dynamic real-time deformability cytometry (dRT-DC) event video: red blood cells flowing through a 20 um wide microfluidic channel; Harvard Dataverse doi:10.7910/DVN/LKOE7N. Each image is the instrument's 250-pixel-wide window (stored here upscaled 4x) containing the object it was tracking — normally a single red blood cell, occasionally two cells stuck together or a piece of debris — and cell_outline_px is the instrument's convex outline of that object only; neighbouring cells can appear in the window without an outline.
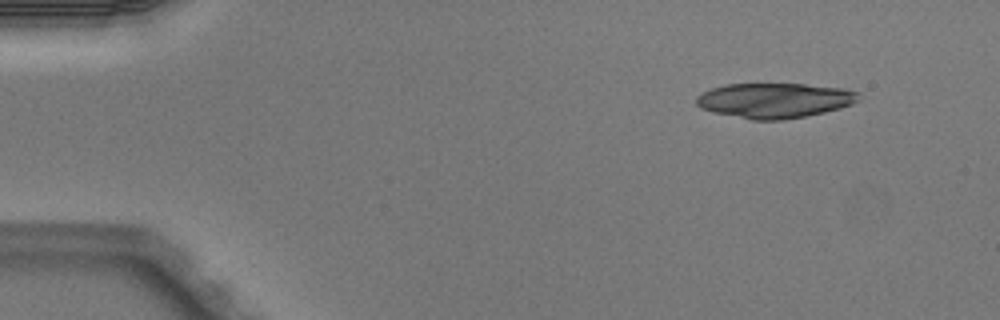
{"species": "Egyptian fruit bat (a non-hibernating species)", "species_latin": "Rousettus aegyptiacus", "temperature_condition": "warm", "stored_images_in_passage": 6, "camera_frame_rate_fps": 3000, "um_per_image_px": 0.085, "animal": {"sex": "male"}, "frame": {"image": 1, "passage_image": 1, "time_ms": 0.0, "image_size_px": [1000, 320], "cell_outline_px": [[860, 100], [852, 104], [840, 108], [824, 112], [804, 116], [780, 120], [752, 120], [712, 112], [700, 108], [696, 104], [696, 96], [712, 88], [724, 84], [804, 84], [844, 88], [856, 92]], "centroid_in_image_um": [65.81, 8.53], "position_along_channel_um": 19.2, "area_um2": 33.06}}
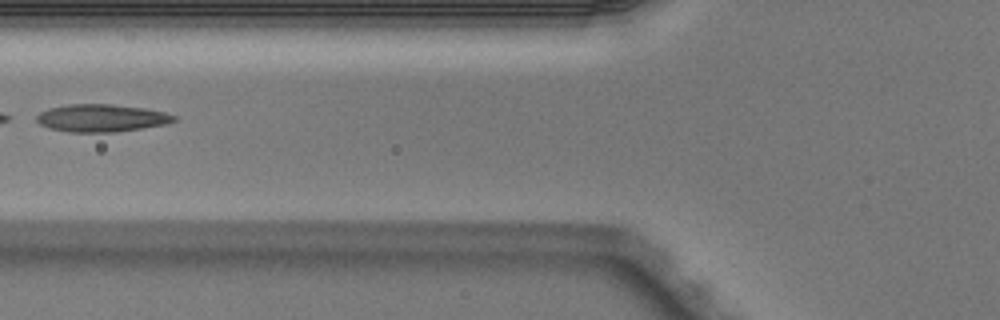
{"frame": {"image": 2, "passage_image": 5, "time_ms": 1.333, "image_size_px": [1000, 320], "cell_outline_px": [[176, 120], [168, 124], [116, 132], [68, 132], [48, 128], [40, 124], [36, 120], [36, 116], [40, 112], [48, 108], [68, 104], [112, 104], [144, 108], [164, 112], [176, 116]], "centroid_in_image_um": [8.61, 10.03], "position_along_channel_um": 117.2, "area_um2": 22.2}}
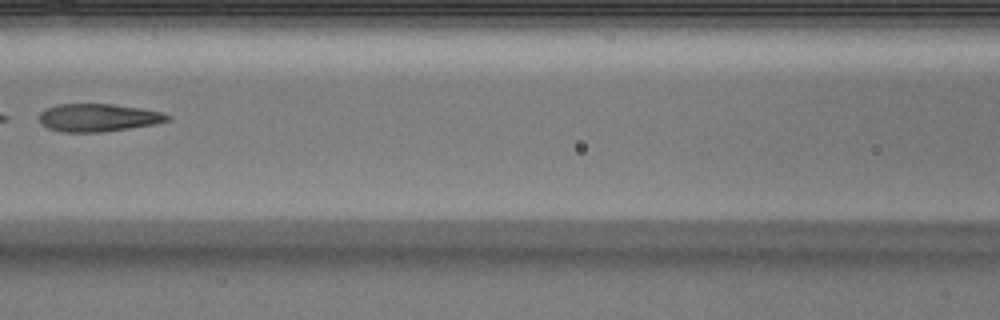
{"frame": {"image": 3, "passage_image": 6, "time_ms": 1.667, "image_size_px": [1000, 320], "cell_outline_px": [[172, 120], [152, 124], [104, 132], [60, 132], [48, 128], [40, 124], [40, 112], [56, 104], [112, 104], [140, 108], [160, 112], [172, 116]], "centroid_in_image_um": [8.33, 10.0], "position_along_channel_um": 158.3, "area_um2": 20.75}}